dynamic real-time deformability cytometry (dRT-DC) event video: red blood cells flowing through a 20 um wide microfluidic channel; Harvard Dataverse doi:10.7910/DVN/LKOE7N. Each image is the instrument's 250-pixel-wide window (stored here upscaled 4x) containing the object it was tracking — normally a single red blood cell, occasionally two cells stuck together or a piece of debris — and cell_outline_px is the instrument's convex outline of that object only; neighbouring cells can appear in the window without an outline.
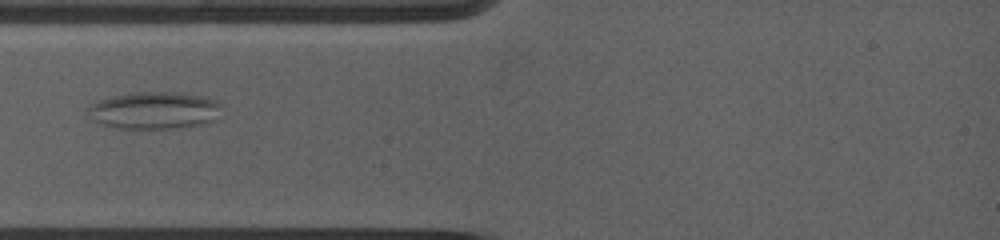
{"species": "common noctule bat (a hibernating species)", "species_latin": "Nyctalus noctula", "temperature_condition": "warm", "stored_images_in_passage": 27, "camera_frame_rate_fps": 5000, "um_per_image_px": 0.085, "animal": {"sex": "female", "body_mass_g": 19.0, "forearm_length_mm": 53.3}, "frame": {"image": 1, "passage_image": 1, "time_ms": 0.0, "image_size_px": [1000, 240], "cell_outline_px": [[220, 120], [208, 124], [180, 128], [116, 128], [104, 124], [96, 120], [84, 112], [84, 108], [100, 100], [112, 96], [136, 92], [180, 92], [204, 96], [216, 100], [220, 104]], "centroid_in_image_um": [13.19, 9.39], "position_along_channel_um": 71.8, "area_um2": 29.48}}